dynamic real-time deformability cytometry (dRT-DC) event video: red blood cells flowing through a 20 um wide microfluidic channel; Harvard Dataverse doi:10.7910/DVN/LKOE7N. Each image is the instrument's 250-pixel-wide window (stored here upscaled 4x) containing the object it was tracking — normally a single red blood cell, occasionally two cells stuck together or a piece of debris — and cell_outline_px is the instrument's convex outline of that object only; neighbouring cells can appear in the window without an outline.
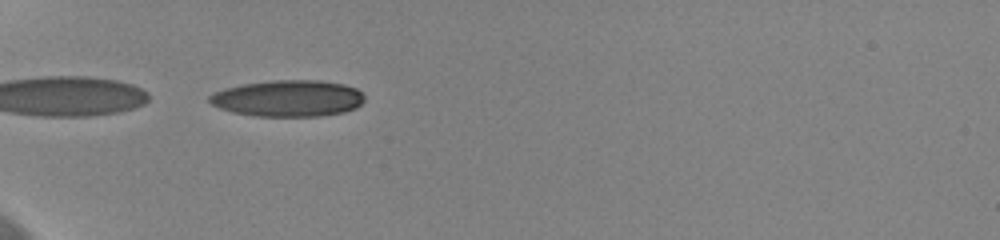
{"species": "human", "species_latin": "Homo sapiens", "temperature_condition": "cold", "stored_images_in_passage": 5, "camera_frame_rate_fps": 3000, "um_per_image_px": 0.085, "donor": {"sex": "female"}, "frame": {"image": 1, "passage_image": 1, "time_ms": 0.0, "image_size_px": [1000, 240], "cell_outline_px": [[364, 100], [356, 108], [344, 112], [320, 116], [256, 116], [232, 112], [220, 108], [212, 104], [208, 100], [208, 96], [224, 88], [240, 84], [272, 80], [320, 80], [344, 84], [356, 88], [364, 96]], "centroid_in_image_um": [24.48, 8.35], "position_along_channel_um": 60.5, "area_um2": 33.06}}